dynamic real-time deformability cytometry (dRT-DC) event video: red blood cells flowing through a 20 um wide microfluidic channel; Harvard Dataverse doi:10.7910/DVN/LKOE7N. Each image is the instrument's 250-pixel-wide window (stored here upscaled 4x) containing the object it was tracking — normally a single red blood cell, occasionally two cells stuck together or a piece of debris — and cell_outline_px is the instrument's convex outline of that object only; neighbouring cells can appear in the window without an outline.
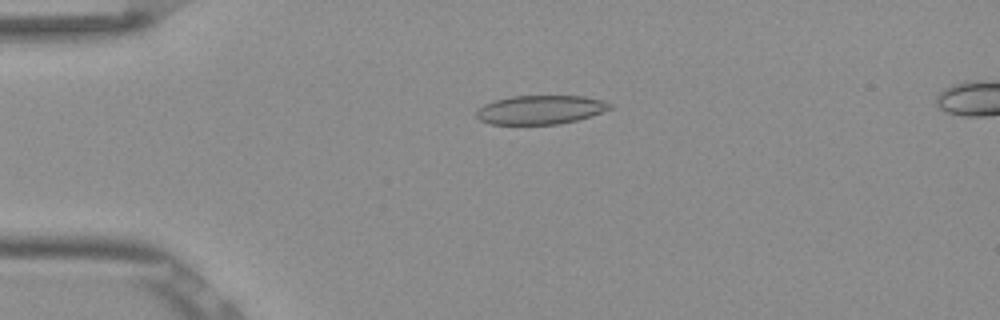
{"species": "Egyptian fruit bat (a non-hibernating species)", "species_latin": "Rousettus aegyptiacus", "temperature_condition": "room temperature", "stored_images_in_passage": 52, "camera_frame_rate_fps": 3000, "um_per_image_px": 0.085, "frame": {"image": 1, "passage_image": 12, "time_ms": 3.667, "image_size_px": [1000, 320], "cell_outline_px": [[612, 108], [592, 116], [560, 124], [488, 124], [480, 120], [476, 116], [476, 108], [492, 100], [512, 96], [584, 96], [600, 100], [612, 104]], "centroid_in_image_um": [45.89, 9.33], "position_along_channel_um": 39.1, "area_um2": 22.6}}
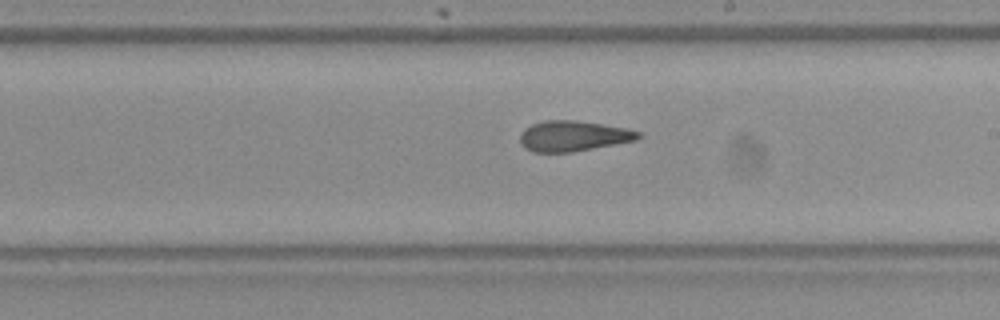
{"frame": {"image": 2, "passage_image": 30, "time_ms": 9.667, "image_size_px": [1000, 320], "cell_outline_px": [[644, 136], [636, 140], [616, 144], [572, 152], [532, 152], [524, 148], [520, 140], [520, 132], [524, 128], [532, 124], [544, 120], [576, 120], [628, 128], [640, 132]], "centroid_in_image_um": [48.73, 11.56], "position_along_channel_um": 240.3, "area_um2": 21.21}}
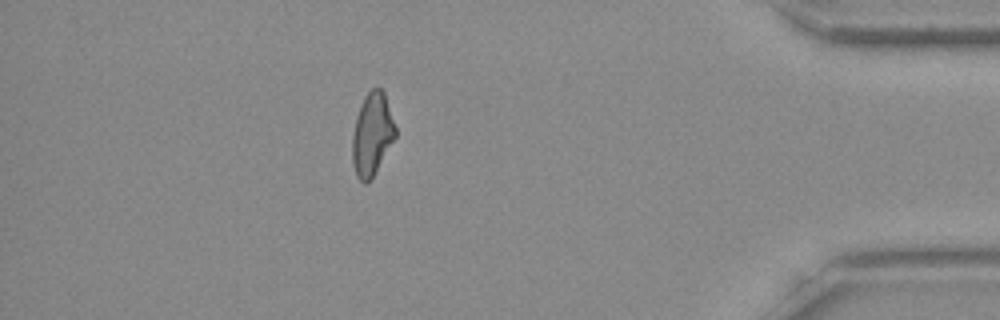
{"frame": {"image": 3, "passage_image": 46, "time_ms": 15.0, "image_size_px": [1000, 320], "cell_outline_px": [[396, 136], [372, 176], [364, 184], [356, 176], [352, 164], [352, 136], [356, 116], [364, 96], [372, 88], [380, 88], [384, 92], [396, 128]], "centroid_in_image_um": [31.6, 11.39], "position_along_channel_um": 403.6, "area_um2": 20.46}, "authors_computed_cell_mechanics": {"area_um2": 21.4149, "velocity_mm_per_s": 3.8672, "shape_relaxation_time_tau1_ms": null, "shape_relaxation_time_tau2_ms": 2.5211, "deformation_change_tau1": null, "deformation_change_tau2": 0.0991}}